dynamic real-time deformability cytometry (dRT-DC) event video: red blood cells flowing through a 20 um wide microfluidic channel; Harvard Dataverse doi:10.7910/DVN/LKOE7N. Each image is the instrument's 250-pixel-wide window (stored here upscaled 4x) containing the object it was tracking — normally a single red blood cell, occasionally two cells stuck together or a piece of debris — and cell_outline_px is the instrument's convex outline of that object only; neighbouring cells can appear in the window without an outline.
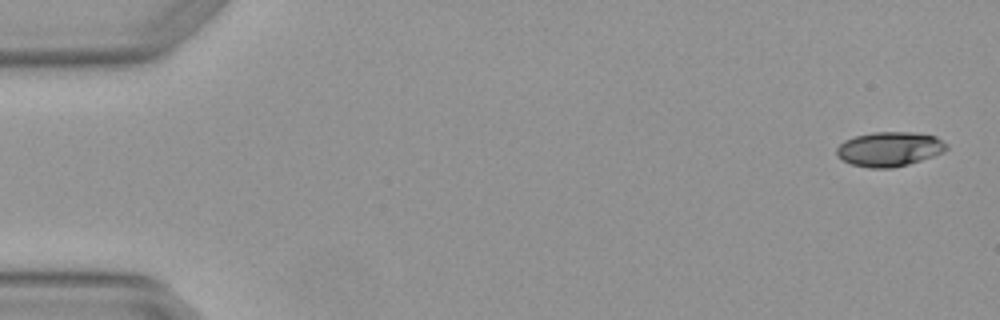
{"species": "Egyptian fruit bat (a non-hibernating species)", "species_latin": "Rousettus aegyptiacus", "temperature_condition": "warm", "stored_images_in_passage": 5, "camera_frame_rate_fps": 3000, "um_per_image_px": 0.085, "animal": {"sex": "female"}, "frame": {"image": 1, "passage_image": 1, "time_ms": 0.0, "image_size_px": [1000, 320], "cell_outline_px": [[948, 148], [944, 152], [908, 164], [892, 168], [868, 168], [852, 164], [836, 156], [836, 148], [844, 140], [856, 136], [872, 132], [916, 132], [936, 136], [948, 144]], "centroid_in_image_um": [75.61, 12.66], "position_along_channel_um": 9.4, "area_um2": 22.2}}
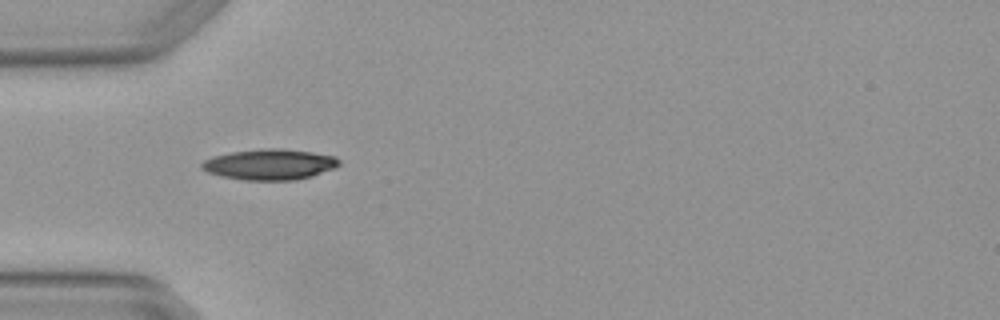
{"frame": {"image": 2, "passage_image": 4, "time_ms": 1.0, "image_size_px": [1000, 320], "cell_outline_px": [[340, 164], [336, 168], [312, 176], [296, 180], [244, 180], [220, 176], [208, 172], [200, 168], [200, 164], [204, 160], [212, 156], [232, 152], [260, 148], [284, 148], [312, 152], [336, 156], [340, 160]], "centroid_in_image_um": [22.94, 13.97], "position_along_channel_um": 62.1, "area_um2": 24.91}}
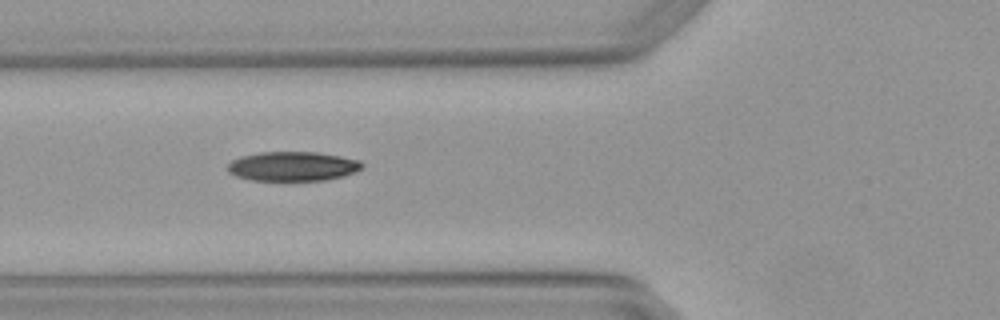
{"frame": {"image": 3, "passage_image": 5, "time_ms": 1.333, "image_size_px": [1000, 320], "cell_outline_px": [[364, 168], [356, 172], [344, 176], [324, 180], [248, 180], [236, 176], [228, 172], [228, 164], [232, 160], [240, 156], [260, 152], [316, 152], [340, 156], [360, 160], [364, 164]], "centroid_in_image_um": [24.9, 14.13], "position_along_channel_um": 100.9, "area_um2": 23.18}}